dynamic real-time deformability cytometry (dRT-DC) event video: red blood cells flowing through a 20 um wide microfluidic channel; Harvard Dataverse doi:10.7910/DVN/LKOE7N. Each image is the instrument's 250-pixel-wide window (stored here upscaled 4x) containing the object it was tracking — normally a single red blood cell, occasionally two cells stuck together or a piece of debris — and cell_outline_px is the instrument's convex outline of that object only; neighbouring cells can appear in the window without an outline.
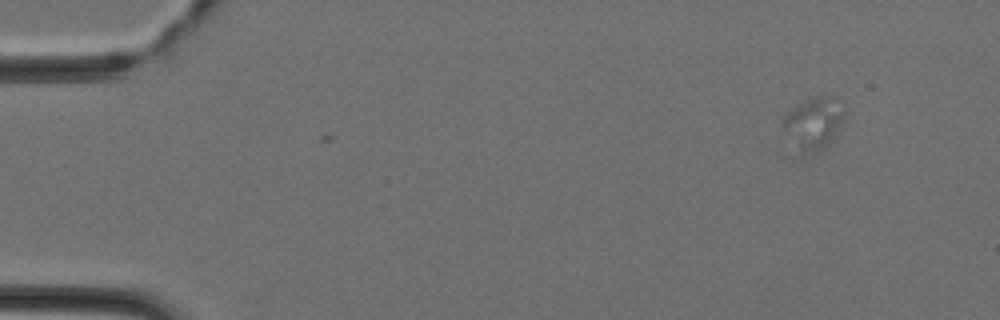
{"species": "Egyptian fruit bat (a non-hibernating species)", "species_latin": "Rousettus aegyptiacus", "temperature_condition": "cold", "stored_images_in_passage": 7, "camera_frame_rate_fps": 3000, "um_per_image_px": 0.085, "animal": {"sex": "female"}, "frame": {"image": 1, "passage_image": 7, "time_ms": 2.0, "image_size_px": [1000, 320], "cell_outline_px": [[844, 116], [840, 132], [836, 140], [824, 148], [816, 152], [788, 156], [784, 156], [780, 124], [780, 116], [784, 112], [804, 100], [820, 96], [832, 96], [844, 112]], "centroid_in_image_um": [68.93, 10.67], "position_along_channel_um": 16.1, "area_um2": 21.1}}